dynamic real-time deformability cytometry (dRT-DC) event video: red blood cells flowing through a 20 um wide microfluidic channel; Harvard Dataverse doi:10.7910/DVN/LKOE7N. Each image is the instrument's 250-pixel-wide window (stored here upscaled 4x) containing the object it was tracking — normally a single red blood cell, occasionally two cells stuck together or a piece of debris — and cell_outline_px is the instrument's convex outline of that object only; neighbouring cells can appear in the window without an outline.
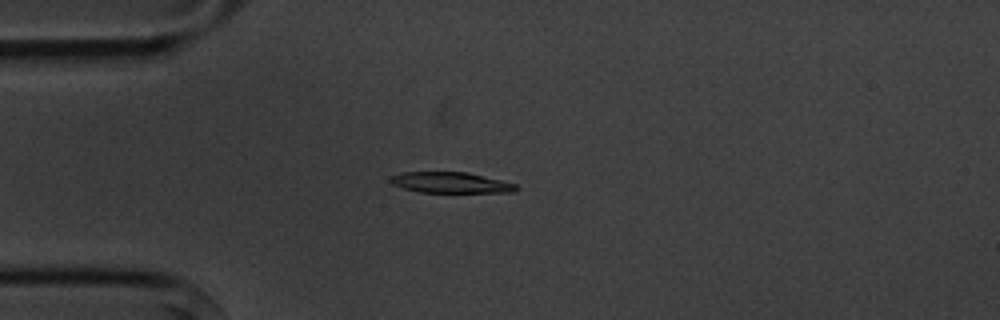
{"species": "common noctule bat (a hibernating species)", "species_latin": "Nyctalus noctula", "temperature_condition": "cold", "stored_images_in_passage": 4, "camera_frame_rate_fps": 3000, "um_per_image_px": 0.085, "animal": {"sex": "male", "body_mass_g": 20.1, "forearm_length_mm": 53.5}, "frame": {"image": 1, "passage_image": 4, "time_ms": 4.333, "image_size_px": [1000, 320], "cell_outline_px": [[520, 188], [512, 192], [420, 192], [404, 188], [392, 184], [388, 180], [392, 176], [400, 172], [468, 172], [516, 184]], "centroid_in_image_um": [38.29, 15.51], "position_along_channel_um": 46.7, "area_um2": 15.14}}